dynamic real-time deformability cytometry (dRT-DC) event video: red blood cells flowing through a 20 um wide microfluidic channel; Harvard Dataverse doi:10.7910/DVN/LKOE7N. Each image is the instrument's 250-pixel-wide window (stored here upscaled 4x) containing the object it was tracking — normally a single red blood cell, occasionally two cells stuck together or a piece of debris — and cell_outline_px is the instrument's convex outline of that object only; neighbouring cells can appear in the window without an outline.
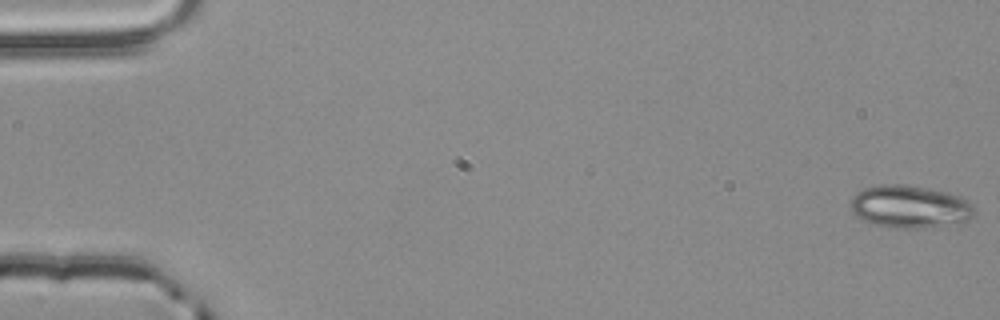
{"species": "common noctule bat (a hibernating species)", "species_latin": "Nyctalus noctula", "temperature_condition": "room temperature", "stored_images_in_passage": 55, "camera_frame_rate_fps": 3000, "um_per_image_px": 0.085, "animal": {"sex": "male", "body_mass_g": 20.4}, "frame": {"image": 1, "passage_image": 1, "time_ms": 0.0, "image_size_px": [1000, 320], "cell_outline_px": [[976, 212], [964, 224], [924, 228], [888, 228], [872, 224], [856, 216], [852, 212], [848, 200], [856, 192], [864, 188], [880, 184], [904, 184], [928, 188], [948, 192], [960, 196], [968, 200], [972, 204]], "centroid_in_image_um": [77.34, 17.58], "position_along_channel_um": 7.7, "area_um2": 31.67}}
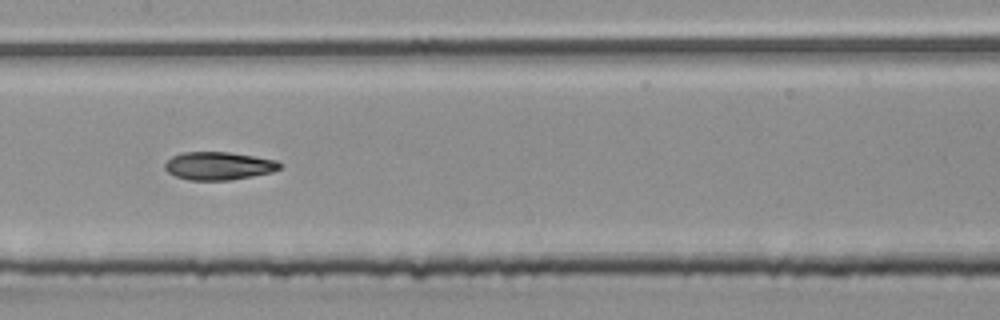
{"frame": {"image": 2, "passage_image": 28, "time_ms": 9.0, "image_size_px": [1000, 320], "cell_outline_px": [[284, 164], [280, 168], [272, 172], [232, 180], [188, 180], [176, 176], [168, 172], [164, 168], [164, 164], [172, 156], [184, 152], [228, 152], [256, 156], [276, 160]], "centroid_in_image_um": [18.61, 14.1], "position_along_channel_um": 188.8, "area_um2": 18.84}}
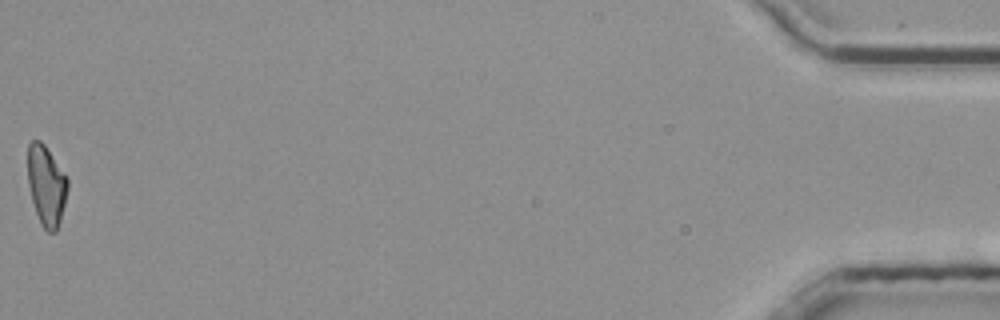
{"frame": {"image": 3, "passage_image": 55, "time_ms": 18.0, "image_size_px": [1000, 320], "cell_outline_px": [[68, 188], [60, 220], [56, 232], [48, 232], [40, 224], [32, 200], [28, 184], [28, 144], [32, 140], [40, 140], [44, 144], [68, 176]], "centroid_in_image_um": [3.95, 15.75], "position_along_channel_um": 431.3, "area_um2": 18.67}, "authors_computed_cell_mechanics": {"area_um2": 19.2474, "velocity_mm_per_s": 3.8576, "shape_relaxation_time_tau1_ms": 8.1876, "shape_relaxation_time_tau2_ms": 4.4118, "deformation_change_tau1": 0.1896, "deformation_change_tau2": 0.1112}}